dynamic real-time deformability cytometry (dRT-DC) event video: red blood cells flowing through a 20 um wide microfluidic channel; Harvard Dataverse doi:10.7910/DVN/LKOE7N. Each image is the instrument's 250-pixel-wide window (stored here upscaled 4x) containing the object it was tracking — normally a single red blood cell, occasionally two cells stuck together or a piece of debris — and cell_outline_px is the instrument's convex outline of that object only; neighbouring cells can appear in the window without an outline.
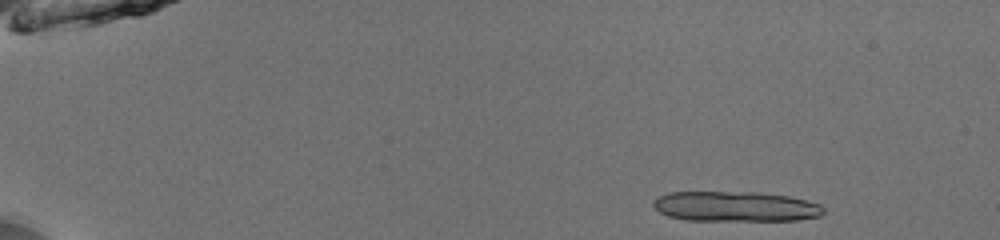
{"species": "common noctule bat (a hibernating species)", "species_latin": "Nyctalus noctula", "temperature_condition": "room temperature", "stored_images_in_passage": 11, "camera_frame_rate_fps": 3000, "um_per_image_px": 0.085, "animal": {"sex": "male", "body_mass_g": 13.0, "forearm_length_mm": 53.1}, "frame": {"image": 1, "passage_image": 1, "time_ms": 0.0, "image_size_px": [1000, 240], "cell_outline_px": [[824, 212], [820, 216], [796, 220], [684, 220], [668, 216], [660, 212], [652, 204], [652, 200], [668, 192], [756, 192], [788, 196], [820, 204], [824, 208]], "centroid_in_image_um": [62.49, 17.55], "position_along_channel_um": 22.5, "area_um2": 29.82}}